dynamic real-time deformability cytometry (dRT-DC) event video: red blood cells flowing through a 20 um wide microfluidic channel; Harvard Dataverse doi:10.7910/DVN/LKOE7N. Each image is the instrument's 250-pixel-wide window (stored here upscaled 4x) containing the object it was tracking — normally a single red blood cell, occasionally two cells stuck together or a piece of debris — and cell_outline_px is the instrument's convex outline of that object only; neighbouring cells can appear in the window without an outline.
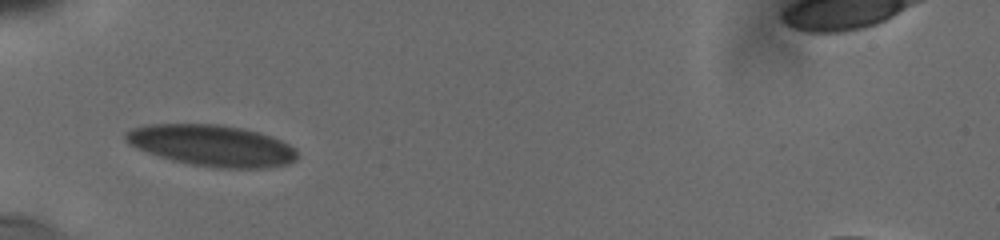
{"species": "human", "species_latin": "Homo sapiens", "temperature_condition": "cold", "stored_images_in_passage": 33, "camera_frame_rate_fps": 3000, "um_per_image_px": 0.085, "donor": {"sex": "male"}, "frame": {"image": 1, "passage_image": 1, "time_ms": 0.0, "image_size_px": [1000, 240], "cell_outline_px": [[296, 160], [288, 164], [264, 168], [216, 168], [188, 164], [172, 160], [136, 148], [124, 140], [124, 132], [132, 128], [148, 124], [220, 124], [244, 128], [260, 132], [272, 136], [296, 148]], "centroid_in_image_um": [18.01, 12.36], "position_along_channel_um": 67.0, "area_um2": 41.56}}
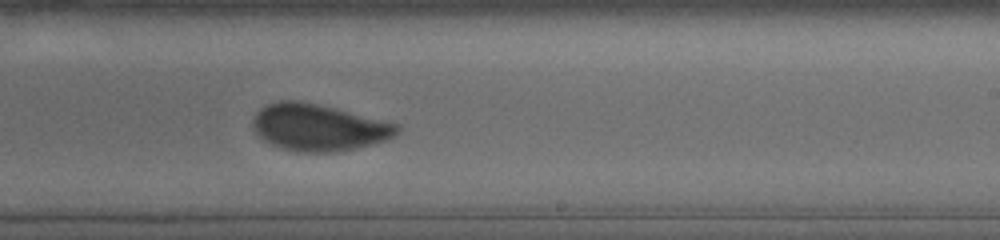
{"frame": {"image": 2, "passage_image": 13, "time_ms": 5.333, "image_size_px": [1000, 240], "cell_outline_px": [[404, 128], [400, 132], [384, 140], [372, 144], [356, 148], [332, 152], [296, 152], [280, 148], [264, 140], [252, 128], [252, 120], [256, 112], [260, 108], [268, 104], [280, 100], [292, 100], [332, 108], [400, 124]], "centroid_in_image_um": [27.07, 10.85], "position_along_channel_um": 261.9, "area_um2": 38.96}}
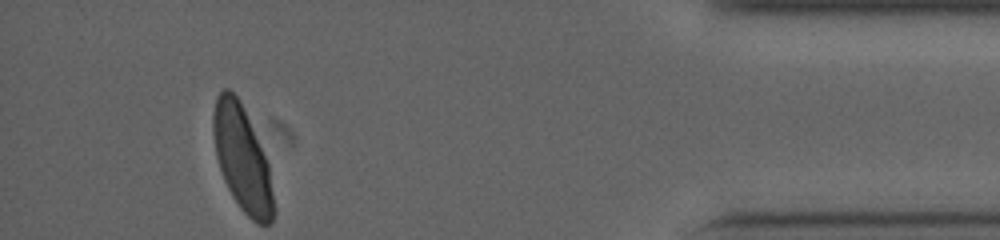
{"frame": {"image": 3, "passage_image": 33, "time_ms": 10.667, "image_size_px": [1000, 240], "cell_outline_px": [[276, 208], [272, 220], [268, 224], [260, 224], [252, 220], [240, 208], [232, 196], [224, 180], [216, 156], [212, 132], [212, 116], [216, 96], [224, 88], [228, 88], [236, 96], [248, 120], [268, 164]], "centroid_in_image_um": [20.57, 13.54], "position_along_channel_um": 414.6, "area_um2": 36.47}, "authors_computed_cell_mechanics": {"area_um2": 38.6682, "velocity_mm_per_s": 3.7504, "shape_relaxation_time_tau1_ms": 5.9846, "shape_relaxation_time_tau2_ms": null, "deformation_change_tau1": 0.151, "deformation_change_tau2": null}}